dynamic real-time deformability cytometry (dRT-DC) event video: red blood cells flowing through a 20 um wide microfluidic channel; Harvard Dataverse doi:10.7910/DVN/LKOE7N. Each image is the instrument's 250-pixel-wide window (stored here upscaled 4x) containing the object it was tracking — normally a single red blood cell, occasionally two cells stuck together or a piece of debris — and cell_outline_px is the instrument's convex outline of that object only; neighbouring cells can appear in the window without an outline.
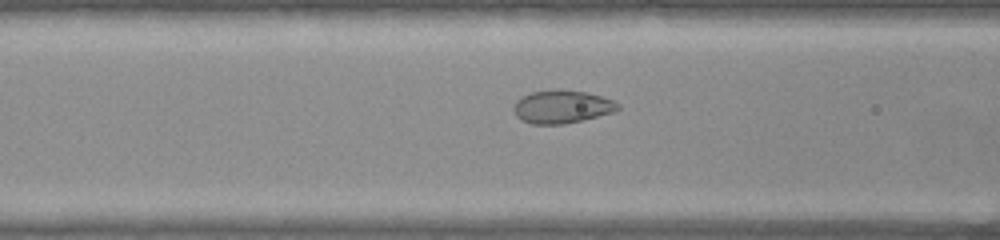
{"species": "common noctule bat (a hibernating species)", "species_latin": "Nyctalus noctula", "temperature_condition": "warm", "stored_images_in_passage": 25, "camera_frame_rate_fps": 3000, "um_per_image_px": 0.085, "animal": {"sex": "female", "body_mass_g": 22.0, "forearm_length_mm": 56.7}, "frame": {"image": 1, "passage_image": 10, "time_ms": 3.0, "image_size_px": [1000, 240], "cell_outline_px": [[620, 108], [612, 112], [564, 124], [532, 124], [520, 120], [516, 116], [512, 108], [516, 100], [532, 92], [560, 88], [584, 92], [600, 96], [612, 100], [620, 104]], "centroid_in_image_um": [47.72, 9.06], "position_along_channel_um": 118.9, "area_um2": 20.0}}
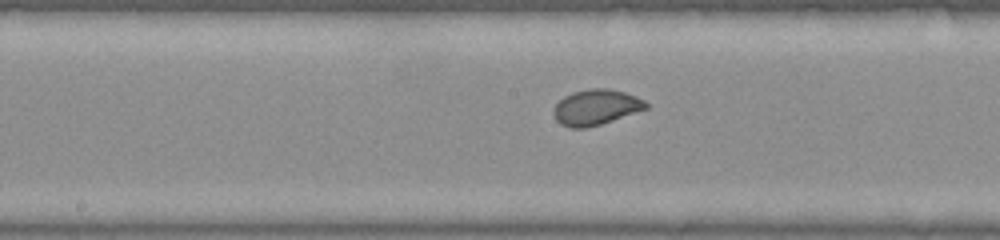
{"frame": {"image": 2, "passage_image": 16, "time_ms": 5.0, "image_size_px": [1000, 240], "cell_outline_px": [[648, 108], [600, 124], [584, 128], [572, 128], [560, 124], [556, 120], [556, 104], [564, 96], [572, 92], [592, 88], [608, 88], [624, 92], [636, 96], [644, 100], [648, 104]], "centroid_in_image_um": [50.68, 9.1], "position_along_channel_um": 197.5, "area_um2": 18.79}}
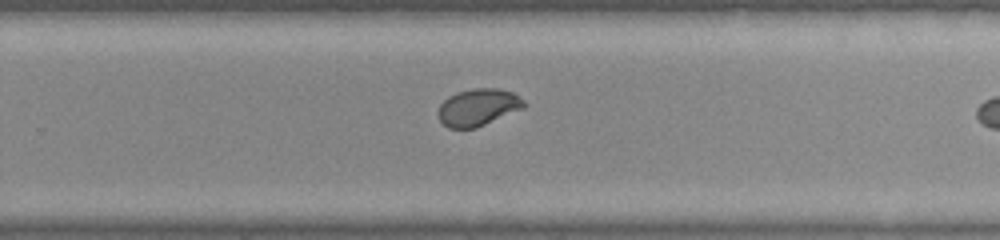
{"frame": {"image": 3, "passage_image": 23, "time_ms": 7.333, "image_size_px": [1000, 240], "cell_outline_px": [[528, 104], [524, 108], [476, 128], [448, 128], [440, 120], [436, 112], [440, 104], [448, 96], [456, 92], [476, 88], [496, 88], [512, 92], [524, 100]], "centroid_in_image_um": [40.63, 9.12], "position_along_channel_um": 289.2, "area_um2": 18.67}}